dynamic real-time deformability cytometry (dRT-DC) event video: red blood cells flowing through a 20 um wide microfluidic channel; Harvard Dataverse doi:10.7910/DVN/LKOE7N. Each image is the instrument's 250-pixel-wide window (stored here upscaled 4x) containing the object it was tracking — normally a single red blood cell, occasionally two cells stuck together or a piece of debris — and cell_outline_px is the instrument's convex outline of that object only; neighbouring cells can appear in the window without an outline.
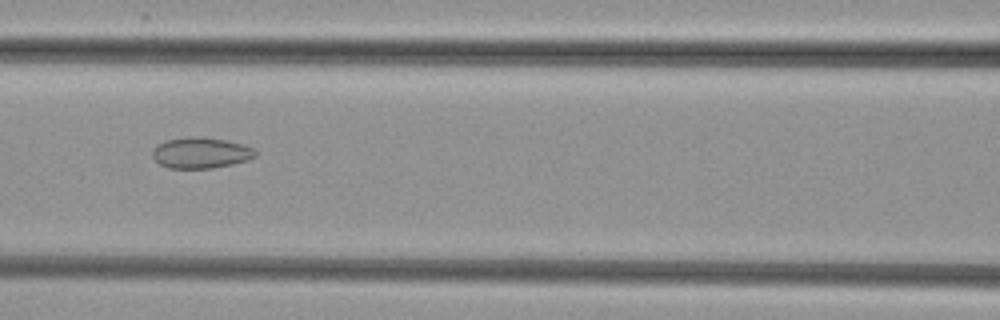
{"species": "common noctule bat (a hibernating species)", "species_latin": "Nyctalus noctula", "temperature_condition": "cold", "stored_images_in_passage": 48, "camera_frame_rate_fps": 3000, "um_per_image_px": 0.085, "animal": {"sex": "female", "body_mass_g": 29.2, "forearm_length_mm": 56.3}, "frame": {"image": 1, "passage_image": 19, "time_ms": 6.0, "image_size_px": [1000, 320], "cell_outline_px": [[256, 156], [248, 160], [232, 164], [212, 168], [168, 168], [160, 164], [152, 156], [152, 148], [156, 144], [164, 140], [192, 136], [224, 140], [244, 144], [252, 148], [256, 152]], "centroid_in_image_um": [17.03, 12.99], "position_along_channel_um": 149.6, "area_um2": 18.55}}
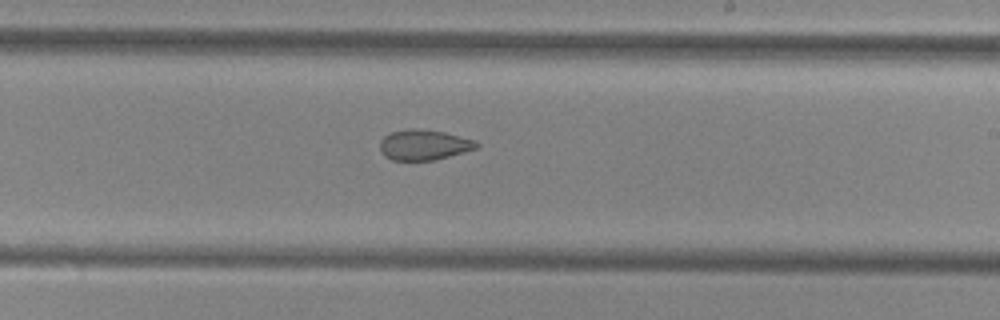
{"frame": {"image": 2, "passage_image": 27, "time_ms": 8.667, "image_size_px": [1000, 320], "cell_outline_px": [[480, 144], [476, 148], [464, 152], [432, 160], [392, 160], [384, 156], [380, 152], [380, 140], [384, 136], [392, 132], [408, 128], [416, 128], [444, 132], [476, 140]], "centroid_in_image_um": [36.01, 12.3], "position_along_channel_um": 253.0, "area_um2": 17.11}}
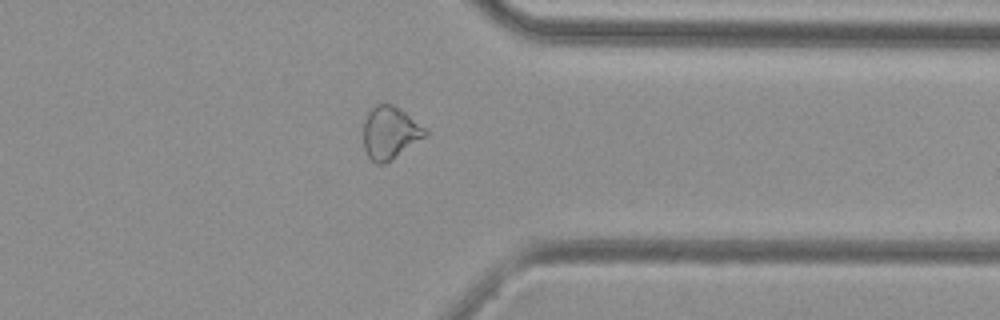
{"frame": {"image": 3, "passage_image": 37, "time_ms": 12.0, "image_size_px": [1000, 320], "cell_outline_px": [[428, 136], [392, 160], [384, 164], [376, 164], [368, 156], [364, 148], [364, 120], [368, 112], [376, 104], [392, 104], [428, 128]], "centroid_in_image_um": [33.19, 11.3], "position_along_channel_um": 378.2, "area_um2": 19.19}}